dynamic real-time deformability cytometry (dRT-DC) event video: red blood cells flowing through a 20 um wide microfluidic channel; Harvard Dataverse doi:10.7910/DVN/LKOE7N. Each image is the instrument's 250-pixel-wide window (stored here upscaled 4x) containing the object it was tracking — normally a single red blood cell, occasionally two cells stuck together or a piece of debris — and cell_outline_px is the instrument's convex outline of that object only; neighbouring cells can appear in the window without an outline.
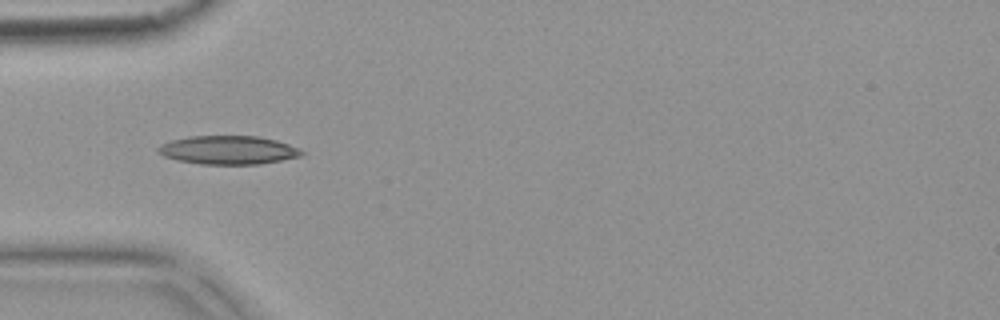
{"species": "common noctule bat (a hibernating species)", "species_latin": "Nyctalus noctula", "temperature_condition": "warm", "stored_images_in_passage": 6, "camera_frame_rate_fps": 3000, "um_per_image_px": 0.085, "animal": {"sex": "female", "body_mass_g": 18.4}, "frame": {"image": 1, "passage_image": 5, "time_ms": 1.333, "image_size_px": [1000, 320], "cell_outline_px": [[304, 152], [300, 156], [260, 164], [200, 164], [176, 160], [164, 156], [156, 152], [156, 148], [160, 144], [172, 140], [188, 136], [260, 136], [276, 140], [288, 144]], "centroid_in_image_um": [19.33, 12.75], "position_along_channel_um": 65.7, "area_um2": 23.87}}